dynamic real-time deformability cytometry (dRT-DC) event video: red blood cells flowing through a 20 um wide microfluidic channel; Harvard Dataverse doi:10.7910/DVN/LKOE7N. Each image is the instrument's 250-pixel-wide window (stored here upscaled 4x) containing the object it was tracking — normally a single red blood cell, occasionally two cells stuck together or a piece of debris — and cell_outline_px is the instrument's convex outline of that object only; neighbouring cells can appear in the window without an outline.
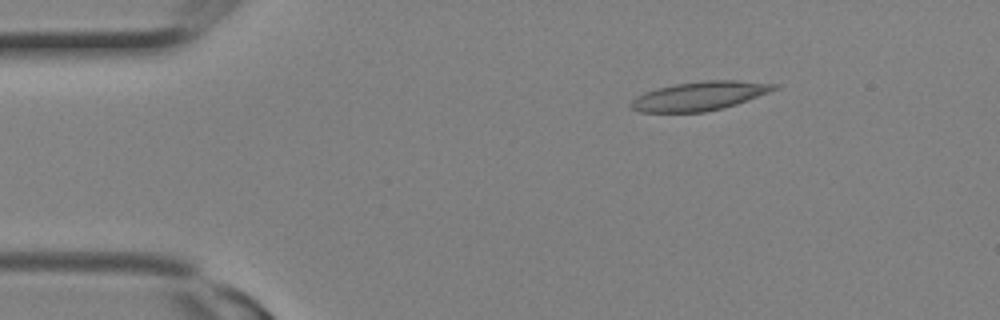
{"species": "Egyptian fruit bat (a non-hibernating species)", "species_latin": "Rousettus aegyptiacus", "temperature_condition": "room temperature", "stored_images_in_passage": 14, "camera_frame_rate_fps": 3000, "um_per_image_px": 0.085, "animal": {"sex": "female"}, "frame": {"image": 1, "passage_image": 1, "time_ms": 0.0, "image_size_px": [1000, 320], "cell_outline_px": [[780, 88], [748, 100], [736, 104], [704, 112], [640, 112], [632, 108], [628, 104], [636, 96], [644, 92], [656, 88], [676, 84], [704, 80], [740, 80], [780, 84]], "centroid_in_image_um": [59.48, 8.14], "position_along_channel_um": 25.5, "area_um2": 24.22}}
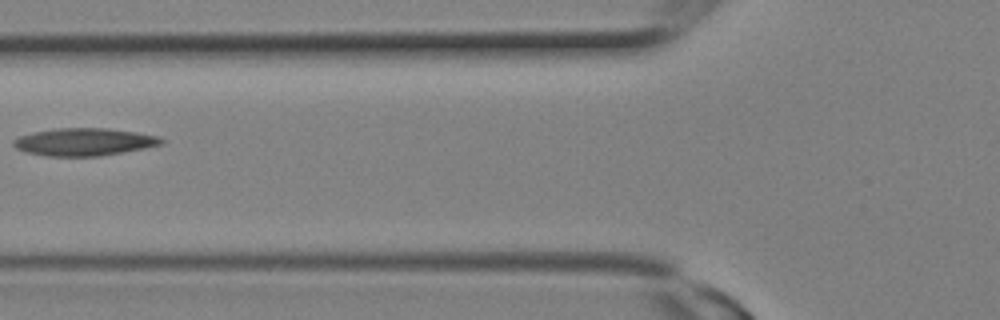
{"frame": {"image": 2, "passage_image": 7, "time_ms": 2.0, "image_size_px": [1000, 320], "cell_outline_px": [[164, 144], [144, 148], [100, 156], [48, 156], [24, 152], [16, 148], [12, 144], [12, 140], [20, 136], [32, 132], [56, 128], [108, 128], [136, 132], [156, 136], [164, 140]], "centroid_in_image_um": [7.12, 12.06], "position_along_channel_um": 118.7, "area_um2": 23.76}}
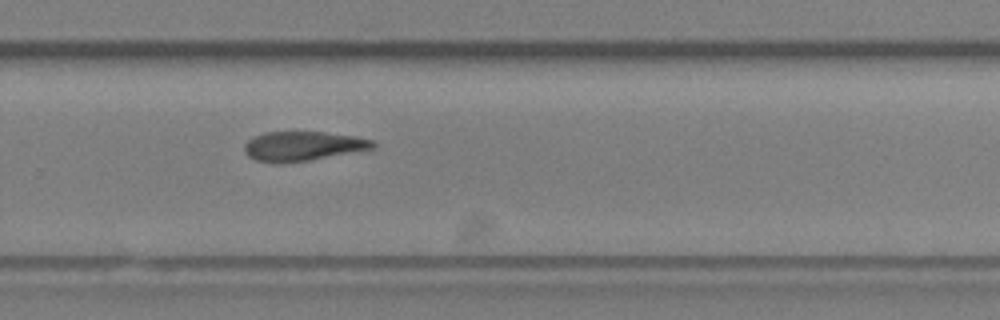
{"frame": {"image": 3, "passage_image": 14, "time_ms": 4.333, "image_size_px": [1000, 320], "cell_outline_px": [[376, 148], [308, 160], [280, 164], [256, 160], [248, 156], [244, 152], [244, 144], [252, 136], [264, 132], [324, 132], [356, 136], [372, 140], [376, 144]], "centroid_in_image_um": [25.71, 12.42], "position_along_channel_um": 304.1, "area_um2": 22.14}}